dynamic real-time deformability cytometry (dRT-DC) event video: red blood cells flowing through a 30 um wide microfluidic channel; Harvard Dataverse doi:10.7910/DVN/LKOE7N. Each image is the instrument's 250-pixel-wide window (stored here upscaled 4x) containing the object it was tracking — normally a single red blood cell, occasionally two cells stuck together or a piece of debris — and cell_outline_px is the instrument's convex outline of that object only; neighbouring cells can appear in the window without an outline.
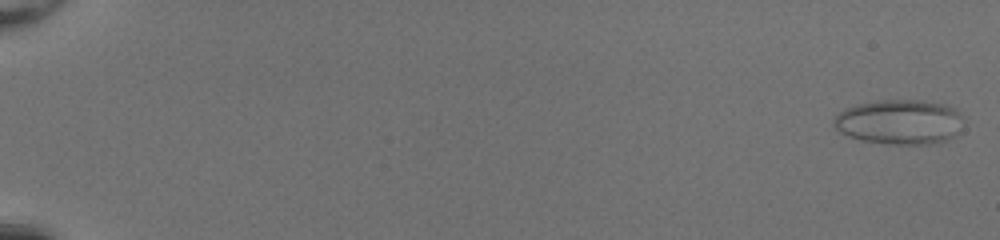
{"species": "common noctule bat (a hibernating species)", "species_latin": "Nyctalus noctula", "temperature_condition": "room temperature", "stored_images_in_passage": 52, "camera_frame_rate_fps": 3000, "um_per_image_px": 0.085, "animal": {"sex": "female", "body_mass_g": 20.0, "forearm_length_mm": 54.0}, "frame": {"image": 1, "passage_image": 1, "time_ms": 0.0, "image_size_px": [1000, 240], "cell_outline_px": [[964, 116], [960, 132], [956, 136], [944, 140], [928, 144], [888, 144], [860, 140], [848, 136], [840, 132], [832, 124], [832, 120], [844, 108], [856, 104], [880, 100], [924, 100], [948, 104], [956, 108]], "centroid_in_image_um": [76.49, 10.35], "position_along_channel_um": 8.5, "area_um2": 34.45}}
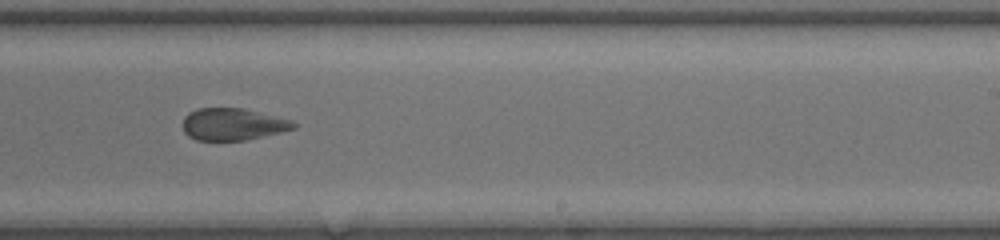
{"frame": {"image": 2, "passage_image": 35, "time_ms": 11.333, "image_size_px": [1000, 240], "cell_outline_px": [[296, 128], [248, 140], [196, 140], [188, 136], [184, 132], [184, 116], [188, 112], [196, 108], [244, 108], [292, 120], [296, 124]], "centroid_in_image_um": [19.79, 10.55], "position_along_channel_um": 269.2, "area_um2": 20.75}}
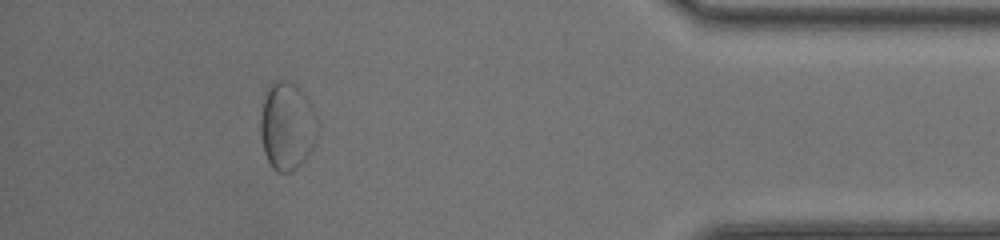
{"frame": {"image": 3, "passage_image": 48, "time_ms": 15.667, "image_size_px": [1000, 240], "cell_outline_px": [[316, 136], [312, 152], [292, 172], [276, 172], [272, 168], [264, 152], [260, 132], [260, 116], [264, 100], [268, 88], [272, 84], [280, 80], [284, 80], [296, 84], [300, 88], [308, 100], [316, 116]], "centroid_in_image_um": [24.4, 10.75], "position_along_channel_um": 410.8, "area_um2": 29.07}}